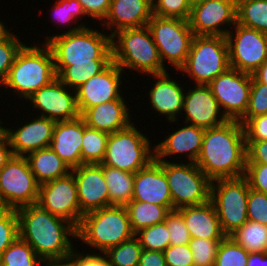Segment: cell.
I'll list each match as a JSON object with an SVG mask.
<instances>
[{
	"mask_svg": "<svg viewBox=\"0 0 267 266\" xmlns=\"http://www.w3.org/2000/svg\"><path fill=\"white\" fill-rule=\"evenodd\" d=\"M262 114H267V84L258 82L252 76L248 107L239 122L244 125L250 118Z\"/></svg>",
	"mask_w": 267,
	"mask_h": 266,
	"instance_id": "7bdbcfd3",
	"label": "cell"
},
{
	"mask_svg": "<svg viewBox=\"0 0 267 266\" xmlns=\"http://www.w3.org/2000/svg\"><path fill=\"white\" fill-rule=\"evenodd\" d=\"M243 126L246 141L267 140V114L254 116Z\"/></svg>",
	"mask_w": 267,
	"mask_h": 266,
	"instance_id": "f907efd6",
	"label": "cell"
},
{
	"mask_svg": "<svg viewBox=\"0 0 267 266\" xmlns=\"http://www.w3.org/2000/svg\"><path fill=\"white\" fill-rule=\"evenodd\" d=\"M37 204L44 210L72 223L78 228L82 216L74 175H68L39 185Z\"/></svg>",
	"mask_w": 267,
	"mask_h": 266,
	"instance_id": "9a60e30c",
	"label": "cell"
},
{
	"mask_svg": "<svg viewBox=\"0 0 267 266\" xmlns=\"http://www.w3.org/2000/svg\"><path fill=\"white\" fill-rule=\"evenodd\" d=\"M134 233L152 225L164 222L171 211L166 206L131 200L125 205Z\"/></svg>",
	"mask_w": 267,
	"mask_h": 266,
	"instance_id": "4dcf8cb0",
	"label": "cell"
},
{
	"mask_svg": "<svg viewBox=\"0 0 267 266\" xmlns=\"http://www.w3.org/2000/svg\"><path fill=\"white\" fill-rule=\"evenodd\" d=\"M17 35V36H16ZM8 27L0 34V86L5 82L18 51L25 44Z\"/></svg>",
	"mask_w": 267,
	"mask_h": 266,
	"instance_id": "f35d334b",
	"label": "cell"
},
{
	"mask_svg": "<svg viewBox=\"0 0 267 266\" xmlns=\"http://www.w3.org/2000/svg\"><path fill=\"white\" fill-rule=\"evenodd\" d=\"M4 123L5 122H3L2 119H0V141L7 135V124L8 123L5 124L6 126H4Z\"/></svg>",
	"mask_w": 267,
	"mask_h": 266,
	"instance_id": "94428289",
	"label": "cell"
},
{
	"mask_svg": "<svg viewBox=\"0 0 267 266\" xmlns=\"http://www.w3.org/2000/svg\"><path fill=\"white\" fill-rule=\"evenodd\" d=\"M142 250L163 252L170 245V237L164 222L143 228L135 233Z\"/></svg>",
	"mask_w": 267,
	"mask_h": 266,
	"instance_id": "ab89813d",
	"label": "cell"
},
{
	"mask_svg": "<svg viewBox=\"0 0 267 266\" xmlns=\"http://www.w3.org/2000/svg\"><path fill=\"white\" fill-rule=\"evenodd\" d=\"M13 156L10 142L7 135L0 141V170L6 165L7 161Z\"/></svg>",
	"mask_w": 267,
	"mask_h": 266,
	"instance_id": "9f6ffc18",
	"label": "cell"
},
{
	"mask_svg": "<svg viewBox=\"0 0 267 266\" xmlns=\"http://www.w3.org/2000/svg\"><path fill=\"white\" fill-rule=\"evenodd\" d=\"M152 16L153 3L150 0H111L109 12L104 21L100 22V28L104 30L105 26L112 36L123 29L147 26Z\"/></svg>",
	"mask_w": 267,
	"mask_h": 266,
	"instance_id": "603a6c76",
	"label": "cell"
},
{
	"mask_svg": "<svg viewBox=\"0 0 267 266\" xmlns=\"http://www.w3.org/2000/svg\"><path fill=\"white\" fill-rule=\"evenodd\" d=\"M71 172L77 185V197L83 214L109 206L108 185L103 175V165L82 164Z\"/></svg>",
	"mask_w": 267,
	"mask_h": 266,
	"instance_id": "ffe728a7",
	"label": "cell"
},
{
	"mask_svg": "<svg viewBox=\"0 0 267 266\" xmlns=\"http://www.w3.org/2000/svg\"><path fill=\"white\" fill-rule=\"evenodd\" d=\"M109 133L88 127L84 122L82 164H101L106 154Z\"/></svg>",
	"mask_w": 267,
	"mask_h": 266,
	"instance_id": "836d02e7",
	"label": "cell"
},
{
	"mask_svg": "<svg viewBox=\"0 0 267 266\" xmlns=\"http://www.w3.org/2000/svg\"><path fill=\"white\" fill-rule=\"evenodd\" d=\"M188 23L196 36L226 37L236 24V2L235 0H208L196 4L191 7Z\"/></svg>",
	"mask_w": 267,
	"mask_h": 266,
	"instance_id": "2e32d148",
	"label": "cell"
},
{
	"mask_svg": "<svg viewBox=\"0 0 267 266\" xmlns=\"http://www.w3.org/2000/svg\"><path fill=\"white\" fill-rule=\"evenodd\" d=\"M51 9V14L53 15L52 18L55 20L53 23L56 25L59 24V26L63 25L68 28L69 24L72 23L71 25H73L74 23V27L69 26L67 32L65 31L64 33H70L79 30L82 27H87V23L84 21V24L81 23L80 25L77 24L75 26V23H77L79 19L81 21V19L85 20L84 17L87 18L86 13L78 0H56Z\"/></svg>",
	"mask_w": 267,
	"mask_h": 266,
	"instance_id": "e575fe53",
	"label": "cell"
},
{
	"mask_svg": "<svg viewBox=\"0 0 267 266\" xmlns=\"http://www.w3.org/2000/svg\"><path fill=\"white\" fill-rule=\"evenodd\" d=\"M126 98H118L86 109L80 116L93 129L114 133L129 127L134 121ZM131 113V114H130ZM132 120V121H131Z\"/></svg>",
	"mask_w": 267,
	"mask_h": 266,
	"instance_id": "484cf974",
	"label": "cell"
},
{
	"mask_svg": "<svg viewBox=\"0 0 267 266\" xmlns=\"http://www.w3.org/2000/svg\"><path fill=\"white\" fill-rule=\"evenodd\" d=\"M154 79L149 91H145V94H149L147 100L152 110L158 113V117L165 116L169 123H178L179 116H181L183 109V100L186 88L181 85L177 78L174 80L173 76L168 72L163 74L148 75ZM156 80V81H155ZM177 80V81H176Z\"/></svg>",
	"mask_w": 267,
	"mask_h": 266,
	"instance_id": "44dd1931",
	"label": "cell"
},
{
	"mask_svg": "<svg viewBox=\"0 0 267 266\" xmlns=\"http://www.w3.org/2000/svg\"><path fill=\"white\" fill-rule=\"evenodd\" d=\"M71 266L70 257L41 259L37 266Z\"/></svg>",
	"mask_w": 267,
	"mask_h": 266,
	"instance_id": "680465c9",
	"label": "cell"
},
{
	"mask_svg": "<svg viewBox=\"0 0 267 266\" xmlns=\"http://www.w3.org/2000/svg\"><path fill=\"white\" fill-rule=\"evenodd\" d=\"M208 0H190L191 7Z\"/></svg>",
	"mask_w": 267,
	"mask_h": 266,
	"instance_id": "be15d7a7",
	"label": "cell"
},
{
	"mask_svg": "<svg viewBox=\"0 0 267 266\" xmlns=\"http://www.w3.org/2000/svg\"><path fill=\"white\" fill-rule=\"evenodd\" d=\"M133 122L121 131L109 134L101 165L136 173L155 159V143Z\"/></svg>",
	"mask_w": 267,
	"mask_h": 266,
	"instance_id": "52a82bcc",
	"label": "cell"
},
{
	"mask_svg": "<svg viewBox=\"0 0 267 266\" xmlns=\"http://www.w3.org/2000/svg\"><path fill=\"white\" fill-rule=\"evenodd\" d=\"M248 257L249 252L226 236L219 244L215 266H246Z\"/></svg>",
	"mask_w": 267,
	"mask_h": 266,
	"instance_id": "60d3db41",
	"label": "cell"
},
{
	"mask_svg": "<svg viewBox=\"0 0 267 266\" xmlns=\"http://www.w3.org/2000/svg\"><path fill=\"white\" fill-rule=\"evenodd\" d=\"M39 185L26 156L13 155L0 170V195L7 209L37 204Z\"/></svg>",
	"mask_w": 267,
	"mask_h": 266,
	"instance_id": "7c38bea8",
	"label": "cell"
},
{
	"mask_svg": "<svg viewBox=\"0 0 267 266\" xmlns=\"http://www.w3.org/2000/svg\"><path fill=\"white\" fill-rule=\"evenodd\" d=\"M252 74L229 68L208 86L228 120L239 121L248 107Z\"/></svg>",
	"mask_w": 267,
	"mask_h": 266,
	"instance_id": "5bb4252c",
	"label": "cell"
},
{
	"mask_svg": "<svg viewBox=\"0 0 267 266\" xmlns=\"http://www.w3.org/2000/svg\"><path fill=\"white\" fill-rule=\"evenodd\" d=\"M26 158L39 184L64 177L72 170L50 147L33 151Z\"/></svg>",
	"mask_w": 267,
	"mask_h": 266,
	"instance_id": "f1b7e54d",
	"label": "cell"
},
{
	"mask_svg": "<svg viewBox=\"0 0 267 266\" xmlns=\"http://www.w3.org/2000/svg\"><path fill=\"white\" fill-rule=\"evenodd\" d=\"M0 259L1 266H37L41 260L33 248L20 237L4 250Z\"/></svg>",
	"mask_w": 267,
	"mask_h": 266,
	"instance_id": "8d00e7d4",
	"label": "cell"
},
{
	"mask_svg": "<svg viewBox=\"0 0 267 266\" xmlns=\"http://www.w3.org/2000/svg\"><path fill=\"white\" fill-rule=\"evenodd\" d=\"M166 266H194L189 244L169 245L164 251Z\"/></svg>",
	"mask_w": 267,
	"mask_h": 266,
	"instance_id": "c3c4849f",
	"label": "cell"
},
{
	"mask_svg": "<svg viewBox=\"0 0 267 266\" xmlns=\"http://www.w3.org/2000/svg\"><path fill=\"white\" fill-rule=\"evenodd\" d=\"M184 125V126H183ZM181 128H177L173 133H169L160 143L155 144V160L165 161L168 157L183 155L187 161L195 163L203 142L205 130L197 126L183 123ZM166 158V159H165ZM190 160V161H189Z\"/></svg>",
	"mask_w": 267,
	"mask_h": 266,
	"instance_id": "d4e9b609",
	"label": "cell"
},
{
	"mask_svg": "<svg viewBox=\"0 0 267 266\" xmlns=\"http://www.w3.org/2000/svg\"><path fill=\"white\" fill-rule=\"evenodd\" d=\"M5 209H7V208L5 207V204L3 202V199H2V197L0 195V211L5 210Z\"/></svg>",
	"mask_w": 267,
	"mask_h": 266,
	"instance_id": "e7e4bbea",
	"label": "cell"
},
{
	"mask_svg": "<svg viewBox=\"0 0 267 266\" xmlns=\"http://www.w3.org/2000/svg\"><path fill=\"white\" fill-rule=\"evenodd\" d=\"M227 35L230 68L252 74L267 60V34L236 22Z\"/></svg>",
	"mask_w": 267,
	"mask_h": 266,
	"instance_id": "4fadbf2b",
	"label": "cell"
},
{
	"mask_svg": "<svg viewBox=\"0 0 267 266\" xmlns=\"http://www.w3.org/2000/svg\"><path fill=\"white\" fill-rule=\"evenodd\" d=\"M180 158L182 156L177 163L174 157V162L171 159L157 161L164 170L170 188L173 210L210 200L211 180L196 163L179 161Z\"/></svg>",
	"mask_w": 267,
	"mask_h": 266,
	"instance_id": "9c48e42d",
	"label": "cell"
},
{
	"mask_svg": "<svg viewBox=\"0 0 267 266\" xmlns=\"http://www.w3.org/2000/svg\"><path fill=\"white\" fill-rule=\"evenodd\" d=\"M248 220L267 225V195L249 188L247 201Z\"/></svg>",
	"mask_w": 267,
	"mask_h": 266,
	"instance_id": "7dc6e473",
	"label": "cell"
},
{
	"mask_svg": "<svg viewBox=\"0 0 267 266\" xmlns=\"http://www.w3.org/2000/svg\"><path fill=\"white\" fill-rule=\"evenodd\" d=\"M110 63H83L67 66L57 77L69 88L76 90L90 78L102 72Z\"/></svg>",
	"mask_w": 267,
	"mask_h": 266,
	"instance_id": "74e56055",
	"label": "cell"
},
{
	"mask_svg": "<svg viewBox=\"0 0 267 266\" xmlns=\"http://www.w3.org/2000/svg\"><path fill=\"white\" fill-rule=\"evenodd\" d=\"M244 177L251 189L267 195V164H246Z\"/></svg>",
	"mask_w": 267,
	"mask_h": 266,
	"instance_id": "681fc988",
	"label": "cell"
},
{
	"mask_svg": "<svg viewBox=\"0 0 267 266\" xmlns=\"http://www.w3.org/2000/svg\"><path fill=\"white\" fill-rule=\"evenodd\" d=\"M84 120L81 116L73 120L57 121L50 148L72 169L82 165L81 148Z\"/></svg>",
	"mask_w": 267,
	"mask_h": 266,
	"instance_id": "4316f807",
	"label": "cell"
},
{
	"mask_svg": "<svg viewBox=\"0 0 267 266\" xmlns=\"http://www.w3.org/2000/svg\"><path fill=\"white\" fill-rule=\"evenodd\" d=\"M141 252L142 246L134 235L121 244L109 248L104 255L108 260L109 266H138Z\"/></svg>",
	"mask_w": 267,
	"mask_h": 266,
	"instance_id": "d590c367",
	"label": "cell"
},
{
	"mask_svg": "<svg viewBox=\"0 0 267 266\" xmlns=\"http://www.w3.org/2000/svg\"><path fill=\"white\" fill-rule=\"evenodd\" d=\"M83 7L84 12L92 21L99 20L103 22L106 18L111 0H78ZM95 19V20H94Z\"/></svg>",
	"mask_w": 267,
	"mask_h": 266,
	"instance_id": "f5cc1de1",
	"label": "cell"
},
{
	"mask_svg": "<svg viewBox=\"0 0 267 266\" xmlns=\"http://www.w3.org/2000/svg\"><path fill=\"white\" fill-rule=\"evenodd\" d=\"M19 237V221L16 209L0 211V257Z\"/></svg>",
	"mask_w": 267,
	"mask_h": 266,
	"instance_id": "ee69618b",
	"label": "cell"
},
{
	"mask_svg": "<svg viewBox=\"0 0 267 266\" xmlns=\"http://www.w3.org/2000/svg\"><path fill=\"white\" fill-rule=\"evenodd\" d=\"M236 22L267 34V0H241L236 3Z\"/></svg>",
	"mask_w": 267,
	"mask_h": 266,
	"instance_id": "1f68e13d",
	"label": "cell"
},
{
	"mask_svg": "<svg viewBox=\"0 0 267 266\" xmlns=\"http://www.w3.org/2000/svg\"><path fill=\"white\" fill-rule=\"evenodd\" d=\"M111 39L112 61L124 73L129 69L146 76L170 71L163 66L147 26L120 30L114 33Z\"/></svg>",
	"mask_w": 267,
	"mask_h": 266,
	"instance_id": "8992f818",
	"label": "cell"
},
{
	"mask_svg": "<svg viewBox=\"0 0 267 266\" xmlns=\"http://www.w3.org/2000/svg\"><path fill=\"white\" fill-rule=\"evenodd\" d=\"M28 122L7 127V137L13 155L27 156L33 151L49 147L53 137L55 120L35 115ZM16 128V129H15Z\"/></svg>",
	"mask_w": 267,
	"mask_h": 266,
	"instance_id": "7402d4cb",
	"label": "cell"
},
{
	"mask_svg": "<svg viewBox=\"0 0 267 266\" xmlns=\"http://www.w3.org/2000/svg\"><path fill=\"white\" fill-rule=\"evenodd\" d=\"M24 44L18 51L7 79L1 87H7L8 93L18 94L25 101L41 87L47 86L55 78L54 58L46 43ZM43 45V46H42ZM10 90V91H9Z\"/></svg>",
	"mask_w": 267,
	"mask_h": 266,
	"instance_id": "277c9868",
	"label": "cell"
},
{
	"mask_svg": "<svg viewBox=\"0 0 267 266\" xmlns=\"http://www.w3.org/2000/svg\"><path fill=\"white\" fill-rule=\"evenodd\" d=\"M249 188L244 176L211 181L210 200L214 204L222 231L226 236H230L248 221Z\"/></svg>",
	"mask_w": 267,
	"mask_h": 266,
	"instance_id": "30bf717a",
	"label": "cell"
},
{
	"mask_svg": "<svg viewBox=\"0 0 267 266\" xmlns=\"http://www.w3.org/2000/svg\"><path fill=\"white\" fill-rule=\"evenodd\" d=\"M165 224L169 231L170 245L189 244L191 236L181 213L177 209L171 210L168 213Z\"/></svg>",
	"mask_w": 267,
	"mask_h": 266,
	"instance_id": "bcb514c9",
	"label": "cell"
},
{
	"mask_svg": "<svg viewBox=\"0 0 267 266\" xmlns=\"http://www.w3.org/2000/svg\"><path fill=\"white\" fill-rule=\"evenodd\" d=\"M195 86L190 89L188 87L184 94L183 113H181L184 123L206 130L227 122L228 119L223 114L210 87L208 85Z\"/></svg>",
	"mask_w": 267,
	"mask_h": 266,
	"instance_id": "d6986e66",
	"label": "cell"
},
{
	"mask_svg": "<svg viewBox=\"0 0 267 266\" xmlns=\"http://www.w3.org/2000/svg\"><path fill=\"white\" fill-rule=\"evenodd\" d=\"M252 76L258 82L267 84V60L252 73Z\"/></svg>",
	"mask_w": 267,
	"mask_h": 266,
	"instance_id": "91938a15",
	"label": "cell"
},
{
	"mask_svg": "<svg viewBox=\"0 0 267 266\" xmlns=\"http://www.w3.org/2000/svg\"><path fill=\"white\" fill-rule=\"evenodd\" d=\"M177 210L181 213L191 238L223 240L226 237L211 200Z\"/></svg>",
	"mask_w": 267,
	"mask_h": 266,
	"instance_id": "83f0119b",
	"label": "cell"
},
{
	"mask_svg": "<svg viewBox=\"0 0 267 266\" xmlns=\"http://www.w3.org/2000/svg\"><path fill=\"white\" fill-rule=\"evenodd\" d=\"M247 161L244 126L236 120L206 129L196 165L211 180L244 176Z\"/></svg>",
	"mask_w": 267,
	"mask_h": 266,
	"instance_id": "6da1fadb",
	"label": "cell"
},
{
	"mask_svg": "<svg viewBox=\"0 0 267 266\" xmlns=\"http://www.w3.org/2000/svg\"><path fill=\"white\" fill-rule=\"evenodd\" d=\"M138 266H166L163 252L142 250Z\"/></svg>",
	"mask_w": 267,
	"mask_h": 266,
	"instance_id": "11a10c76",
	"label": "cell"
},
{
	"mask_svg": "<svg viewBox=\"0 0 267 266\" xmlns=\"http://www.w3.org/2000/svg\"><path fill=\"white\" fill-rule=\"evenodd\" d=\"M134 235L125 206L110 205L88 212L77 228V240L98 251L91 253L104 254Z\"/></svg>",
	"mask_w": 267,
	"mask_h": 266,
	"instance_id": "5b68a950",
	"label": "cell"
},
{
	"mask_svg": "<svg viewBox=\"0 0 267 266\" xmlns=\"http://www.w3.org/2000/svg\"><path fill=\"white\" fill-rule=\"evenodd\" d=\"M3 22V20L0 21V34L8 27V25L6 26L5 22Z\"/></svg>",
	"mask_w": 267,
	"mask_h": 266,
	"instance_id": "6125c7cd",
	"label": "cell"
},
{
	"mask_svg": "<svg viewBox=\"0 0 267 266\" xmlns=\"http://www.w3.org/2000/svg\"><path fill=\"white\" fill-rule=\"evenodd\" d=\"M230 68L225 36H194L185 64L178 70L192 85H208ZM184 72V73H183Z\"/></svg>",
	"mask_w": 267,
	"mask_h": 266,
	"instance_id": "ba28073f",
	"label": "cell"
},
{
	"mask_svg": "<svg viewBox=\"0 0 267 266\" xmlns=\"http://www.w3.org/2000/svg\"><path fill=\"white\" fill-rule=\"evenodd\" d=\"M123 70L113 61L100 73L78 87L76 102L80 115L88 108L123 97Z\"/></svg>",
	"mask_w": 267,
	"mask_h": 266,
	"instance_id": "ac0fdd59",
	"label": "cell"
},
{
	"mask_svg": "<svg viewBox=\"0 0 267 266\" xmlns=\"http://www.w3.org/2000/svg\"><path fill=\"white\" fill-rule=\"evenodd\" d=\"M246 164H267V140L246 141Z\"/></svg>",
	"mask_w": 267,
	"mask_h": 266,
	"instance_id": "db71d44e",
	"label": "cell"
},
{
	"mask_svg": "<svg viewBox=\"0 0 267 266\" xmlns=\"http://www.w3.org/2000/svg\"><path fill=\"white\" fill-rule=\"evenodd\" d=\"M28 106L36 109L40 117L55 121L73 120L80 116L76 92L66 86L58 77L47 86L41 87L27 100Z\"/></svg>",
	"mask_w": 267,
	"mask_h": 266,
	"instance_id": "e0dca14e",
	"label": "cell"
},
{
	"mask_svg": "<svg viewBox=\"0 0 267 266\" xmlns=\"http://www.w3.org/2000/svg\"><path fill=\"white\" fill-rule=\"evenodd\" d=\"M19 237L27 242L41 259L70 257L76 247L77 228L42 209L38 204L16 209Z\"/></svg>",
	"mask_w": 267,
	"mask_h": 266,
	"instance_id": "7a4b0ae2",
	"label": "cell"
},
{
	"mask_svg": "<svg viewBox=\"0 0 267 266\" xmlns=\"http://www.w3.org/2000/svg\"><path fill=\"white\" fill-rule=\"evenodd\" d=\"M220 242L221 240L191 238L189 246L192 251L194 266H215Z\"/></svg>",
	"mask_w": 267,
	"mask_h": 266,
	"instance_id": "b9f144b4",
	"label": "cell"
},
{
	"mask_svg": "<svg viewBox=\"0 0 267 266\" xmlns=\"http://www.w3.org/2000/svg\"><path fill=\"white\" fill-rule=\"evenodd\" d=\"M147 27L158 48L163 66L168 69L167 62L178 73V70L185 64L195 36L188 20L153 15Z\"/></svg>",
	"mask_w": 267,
	"mask_h": 266,
	"instance_id": "8fae6325",
	"label": "cell"
},
{
	"mask_svg": "<svg viewBox=\"0 0 267 266\" xmlns=\"http://www.w3.org/2000/svg\"><path fill=\"white\" fill-rule=\"evenodd\" d=\"M90 27L44 37L43 43L51 49L57 76L69 65L112 62L111 35Z\"/></svg>",
	"mask_w": 267,
	"mask_h": 266,
	"instance_id": "3957f363",
	"label": "cell"
},
{
	"mask_svg": "<svg viewBox=\"0 0 267 266\" xmlns=\"http://www.w3.org/2000/svg\"><path fill=\"white\" fill-rule=\"evenodd\" d=\"M103 175L108 185L109 206H125L132 200L135 173L103 166Z\"/></svg>",
	"mask_w": 267,
	"mask_h": 266,
	"instance_id": "f546056e",
	"label": "cell"
},
{
	"mask_svg": "<svg viewBox=\"0 0 267 266\" xmlns=\"http://www.w3.org/2000/svg\"><path fill=\"white\" fill-rule=\"evenodd\" d=\"M230 237L249 253H267V225L248 220Z\"/></svg>",
	"mask_w": 267,
	"mask_h": 266,
	"instance_id": "d6a6232c",
	"label": "cell"
},
{
	"mask_svg": "<svg viewBox=\"0 0 267 266\" xmlns=\"http://www.w3.org/2000/svg\"><path fill=\"white\" fill-rule=\"evenodd\" d=\"M132 200L166 206L173 210L170 188L162 166L154 159L134 175Z\"/></svg>",
	"mask_w": 267,
	"mask_h": 266,
	"instance_id": "cb8c5ba5",
	"label": "cell"
},
{
	"mask_svg": "<svg viewBox=\"0 0 267 266\" xmlns=\"http://www.w3.org/2000/svg\"><path fill=\"white\" fill-rule=\"evenodd\" d=\"M246 266H267V253H249Z\"/></svg>",
	"mask_w": 267,
	"mask_h": 266,
	"instance_id": "6f0895ef",
	"label": "cell"
},
{
	"mask_svg": "<svg viewBox=\"0 0 267 266\" xmlns=\"http://www.w3.org/2000/svg\"><path fill=\"white\" fill-rule=\"evenodd\" d=\"M191 13L190 0H154L153 15L188 20Z\"/></svg>",
	"mask_w": 267,
	"mask_h": 266,
	"instance_id": "f6af8a7d",
	"label": "cell"
},
{
	"mask_svg": "<svg viewBox=\"0 0 267 266\" xmlns=\"http://www.w3.org/2000/svg\"><path fill=\"white\" fill-rule=\"evenodd\" d=\"M91 251H78L77 248L70 256L71 266H109L108 260L104 254L91 253ZM83 252V253H82Z\"/></svg>",
	"mask_w": 267,
	"mask_h": 266,
	"instance_id": "816d5d0a",
	"label": "cell"
}]
</instances>
